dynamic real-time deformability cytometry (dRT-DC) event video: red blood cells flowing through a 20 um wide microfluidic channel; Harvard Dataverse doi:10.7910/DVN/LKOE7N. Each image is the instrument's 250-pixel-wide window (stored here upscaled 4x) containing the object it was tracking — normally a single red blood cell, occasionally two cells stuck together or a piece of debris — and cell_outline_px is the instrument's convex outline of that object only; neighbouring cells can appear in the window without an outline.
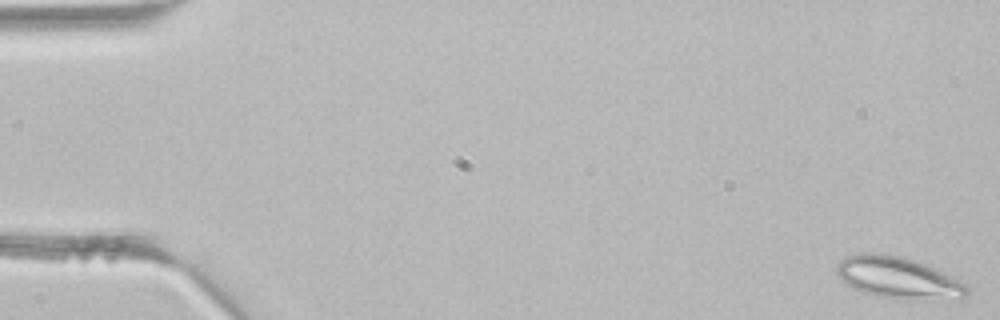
{"species": "common noctule bat (a hibernating species)", "species_latin": "Nyctalus noctula", "temperature_condition": "room temperature", "stored_images_in_passage": 43, "segment_of_instrument_passage": [1, 2], "camera_frame_rate_fps": 3000, "um_per_image_px": 0.085, "animal": {"sex": "male", "body_mass_g": 21.5, "forearm_length_mm": 52.0}, "frame": {"image": 1, "passage_image": 1, "time_ms": 0.0, "image_size_px": [1000, 320], "cell_outline_px": [[968, 296], [960, 300], [908, 300], [876, 296], [852, 288], [840, 280], [836, 276], [836, 264], [844, 256], [860, 252], [876, 252], [896, 256], [912, 260], [924, 264], [964, 284], [968, 288]], "centroid_in_image_um": [76.28, 23.64], "position_along_channel_um": 8.7, "area_um2": 31.91}}
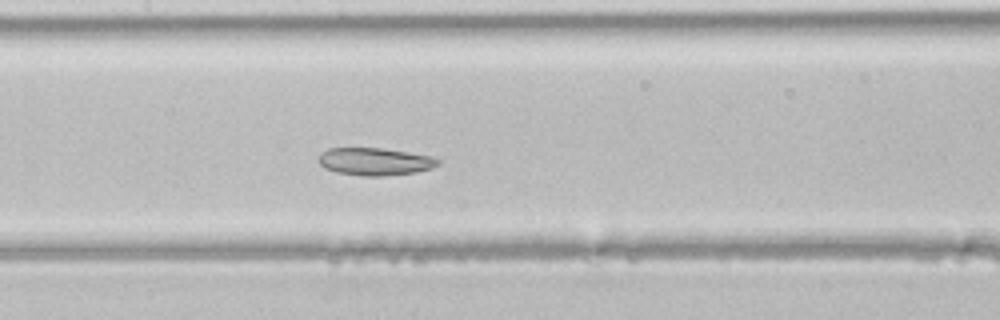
{"frame": {"image": 2, "passage_image": 21, "time_ms": 6.667, "image_size_px": [1000, 320], "cell_outline_px": [[440, 164], [432, 168], [416, 172], [380, 176], [360, 176], [336, 172], [324, 168], [316, 160], [320, 152], [328, 148], [384, 148], [432, 156], [440, 160]], "centroid_in_image_um": [31.83, 13.73], "position_along_channel_um": 175.6, "area_um2": 19.42}}
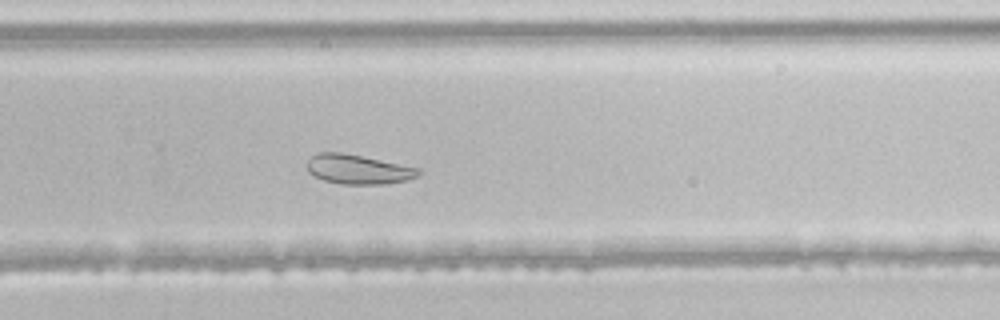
{"frame": {"image": 3, "passage_image": 29, "time_ms": 9.333, "image_size_px": [1000, 320], "cell_outline_px": [[420, 176], [408, 180], [384, 184], [340, 184], [324, 180], [308, 172], [308, 160], [312, 156], [320, 152], [340, 152], [420, 168]], "centroid_in_image_um": [30.47, 14.4], "position_along_channel_um": 299.3, "area_um2": 18.96}}